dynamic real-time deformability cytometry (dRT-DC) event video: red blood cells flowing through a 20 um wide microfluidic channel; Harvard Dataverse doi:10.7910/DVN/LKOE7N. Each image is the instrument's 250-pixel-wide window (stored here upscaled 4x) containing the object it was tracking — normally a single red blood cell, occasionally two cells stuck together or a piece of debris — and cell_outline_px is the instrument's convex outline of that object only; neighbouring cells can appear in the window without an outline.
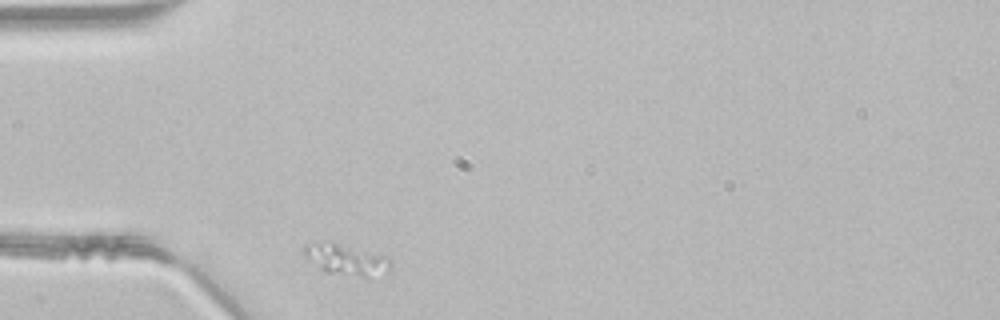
{"species": "common noctule bat (a hibernating species)", "species_latin": "Nyctalus noctula", "temperature_condition": "room temperature", "stored_images_in_passage": 30, "camera_frame_rate_fps": 3000, "um_per_image_px": 0.085, "animal": {"sex": "male", "body_mass_g": 21.5, "forearm_length_mm": 52.0}, "frame": {"image": 1, "passage_image": 1, "time_ms": 0.0, "image_size_px": [1000, 320], "cell_outline_px": [[392, 264], [388, 268], [368, 276], [364, 276], [328, 272], [304, 256], [304, 244], [324, 240], [328, 240], [384, 256]], "centroid_in_image_um": [29.31, 21.99], "position_along_channel_um": 55.7, "area_um2": 14.74}}
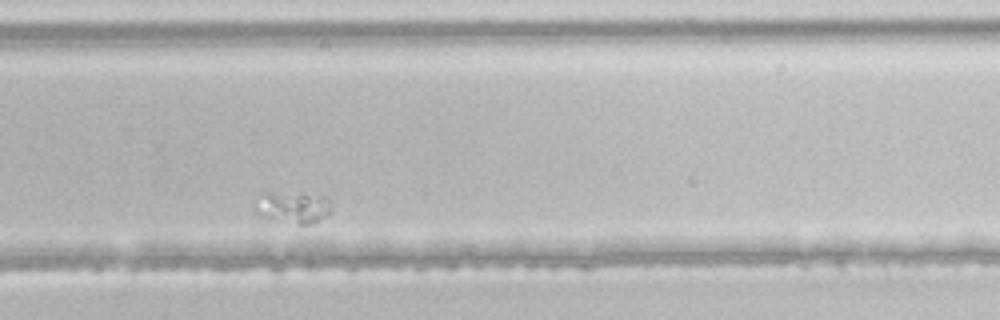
{"frame": {"image": 2, "passage_image": 23, "time_ms": 7.333, "image_size_px": [1000, 320], "cell_outline_px": [[332, 212], [328, 216], [312, 224], [300, 224], [252, 212], [252, 204], [260, 192], [272, 192], [324, 196], [328, 200], [332, 208]], "centroid_in_image_um": [24.87, 17.6], "position_along_channel_um": 304.9, "area_um2": 14.05}}
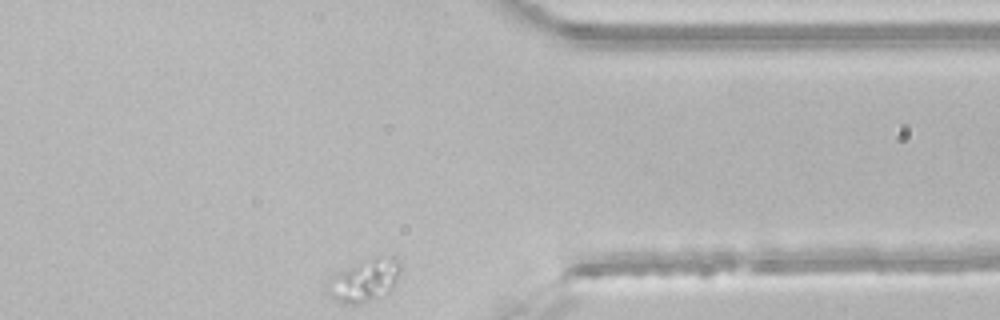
{"frame": {"image": 3, "passage_image": 30, "time_ms": 9.667, "image_size_px": [1000, 320], "cell_outline_px": [[400, 272], [392, 288], [384, 296], [360, 304], [340, 304], [332, 300], [324, 292], [328, 276], [336, 272], [376, 256], [392, 256], [400, 264]], "centroid_in_image_um": [30.88, 23.88], "position_along_channel_um": 380.5, "area_um2": 18.61}}